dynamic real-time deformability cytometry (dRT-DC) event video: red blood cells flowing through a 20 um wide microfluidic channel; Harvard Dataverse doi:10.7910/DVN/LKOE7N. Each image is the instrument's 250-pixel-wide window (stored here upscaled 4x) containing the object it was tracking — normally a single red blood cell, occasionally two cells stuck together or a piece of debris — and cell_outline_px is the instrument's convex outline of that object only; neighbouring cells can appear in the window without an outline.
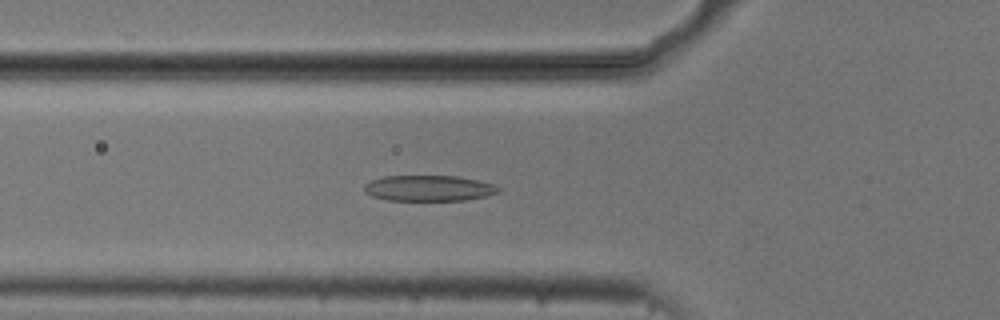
{"species": "common noctule bat (a hibernating species)", "species_latin": "Nyctalus noctula", "temperature_condition": "cold", "stored_images_in_passage": 54, "camera_frame_rate_fps": 3000, "um_per_image_px": 0.085, "animal": {"sex": "male", "body_mass_g": 20.5, "forearm_length_mm": 52.5}, "frame": {"image": 1, "passage_image": 19, "time_ms": 6.0, "image_size_px": [1000, 320], "cell_outline_px": [[500, 192], [468, 200], [388, 200], [372, 196], [364, 192], [364, 184], [372, 180], [384, 176], [460, 176], [492, 184], [500, 188]], "centroid_in_image_um": [36.43, 15.99], "position_along_channel_um": 89.4, "area_um2": 20.06}}
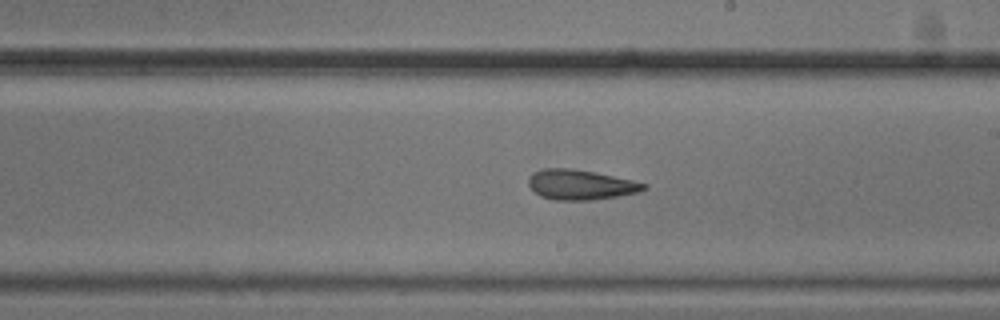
{"frame": {"image": 2, "passage_image": 31, "time_ms": 10.0, "image_size_px": [1000, 320], "cell_outline_px": [[648, 188], [640, 192], [592, 200], [552, 200], [540, 196], [528, 184], [528, 176], [532, 172], [544, 168], [568, 168], [592, 172], [632, 180], [648, 184]], "centroid_in_image_um": [49.33, 15.7], "position_along_channel_um": 239.7, "area_um2": 20.11}}
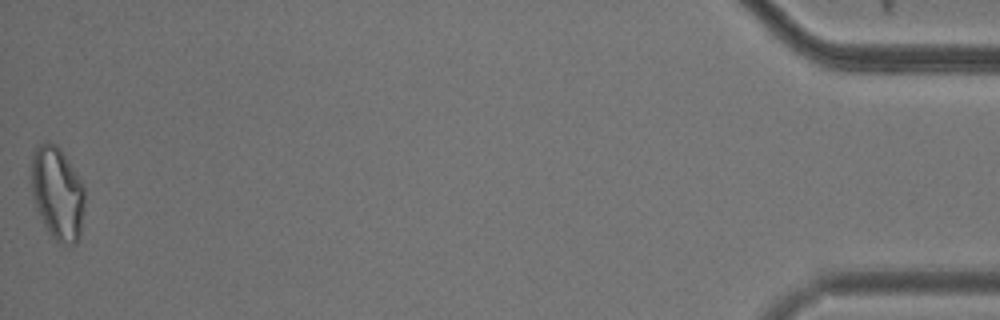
{"frame": {"image": 3, "passage_image": 54, "time_ms": 17.667, "image_size_px": [1000, 320], "cell_outline_px": [[84, 208], [80, 240], [76, 244], [60, 244], [48, 232], [36, 208], [32, 192], [32, 152], [40, 144], [48, 140], [56, 144], [60, 148], [84, 184]], "centroid_in_image_um": [4.9, 16.43], "position_along_channel_um": 430.3, "area_um2": 29.19}, "authors_computed_cell_mechanics": {"area_um2": 21.4727, "velocity_mm_per_s": 3.7322, "shape_relaxation_time_tau1_ms": 6.337, "shape_relaxation_time_tau2_ms": 2.9637, "deformation_change_tau1": 0.1527, "deformation_change_tau2": 0.1271}}